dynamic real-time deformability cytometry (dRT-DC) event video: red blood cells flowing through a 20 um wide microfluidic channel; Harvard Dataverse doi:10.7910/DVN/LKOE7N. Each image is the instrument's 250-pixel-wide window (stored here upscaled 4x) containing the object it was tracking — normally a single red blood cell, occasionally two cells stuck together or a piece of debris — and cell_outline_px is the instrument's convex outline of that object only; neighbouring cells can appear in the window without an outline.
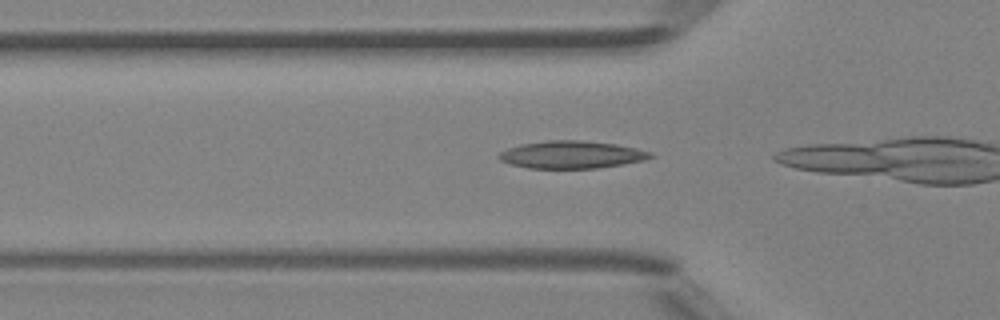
{"species": "Egyptian fruit bat (a non-hibernating species)", "species_latin": "Rousettus aegyptiacus", "temperature_condition": "room temperature", "stored_images_in_passage": 11, "camera_frame_rate_fps": 3000, "um_per_image_px": 0.085, "animal": {"sex": "female"}, "frame": {"image": 1, "passage_image": 8, "time_ms": 2.333, "image_size_px": [1000, 320], "cell_outline_px": [[656, 156], [644, 160], [624, 164], [596, 168], [528, 168], [512, 164], [500, 160], [496, 156], [500, 152], [508, 148], [520, 144], [548, 140], [580, 140], [616, 144], [636, 148], [652, 152]], "centroid_in_image_um": [48.6, 13.14], "position_along_channel_um": 77.2, "area_um2": 24.33}}